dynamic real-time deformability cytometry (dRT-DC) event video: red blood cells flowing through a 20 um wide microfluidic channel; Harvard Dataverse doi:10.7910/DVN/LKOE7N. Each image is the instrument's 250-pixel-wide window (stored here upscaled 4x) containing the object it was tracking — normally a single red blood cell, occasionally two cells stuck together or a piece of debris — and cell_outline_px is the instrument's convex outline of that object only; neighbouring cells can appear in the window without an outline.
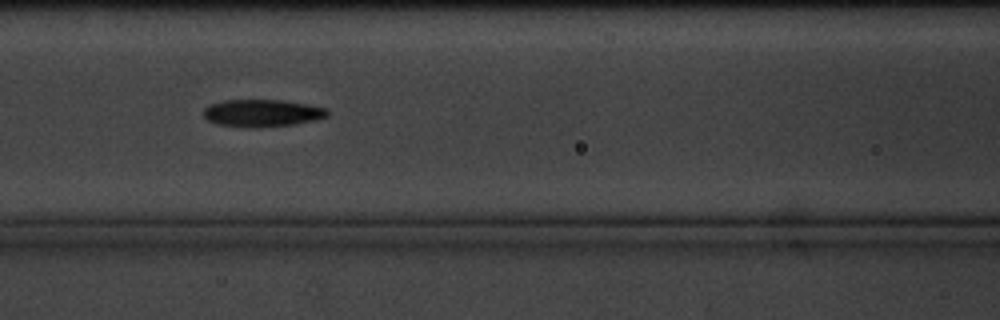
{"species": "common noctule bat (a hibernating species)", "species_latin": "Nyctalus noctula", "temperature_condition": "cold", "stored_images_in_passage": 8, "camera_frame_rate_fps": 3000, "um_per_image_px": 0.085, "animal": {"sex": "male", "body_mass_g": 20.1, "forearm_length_mm": 53.5}, "frame": {"image": 1, "passage_image": 6, "time_ms": 5.667, "image_size_px": [1000, 320], "cell_outline_px": [[328, 116], [316, 120], [296, 124], [256, 128], [248, 128], [220, 124], [208, 120], [204, 116], [204, 108], [208, 104], [224, 100], [280, 100], [308, 104], [328, 108]], "centroid_in_image_um": [22.31, 9.61], "position_along_channel_um": 144.3, "area_um2": 19.88}}